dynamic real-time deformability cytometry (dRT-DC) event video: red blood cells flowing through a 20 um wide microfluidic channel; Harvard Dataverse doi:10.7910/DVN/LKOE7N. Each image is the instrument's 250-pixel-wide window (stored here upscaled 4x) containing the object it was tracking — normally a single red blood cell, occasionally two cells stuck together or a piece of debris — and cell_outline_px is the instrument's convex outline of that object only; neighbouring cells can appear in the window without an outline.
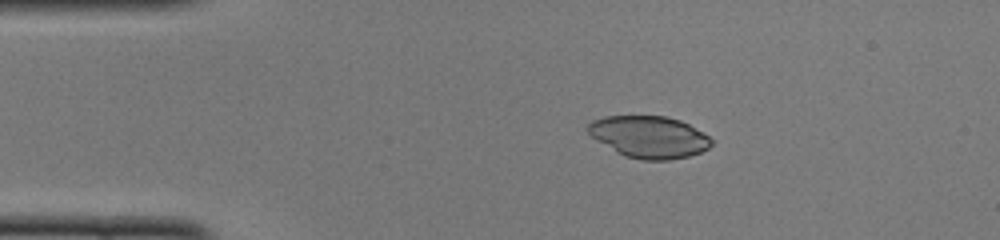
{"species": "common noctule bat (a hibernating species)", "species_latin": "Nyctalus noctula", "temperature_condition": "cold", "stored_images_in_passage": 48, "camera_frame_rate_fps": 3000, "um_per_image_px": 0.085, "animal": {"sex": "female", "body_mass_g": 22.0, "forearm_length_mm": 56.7}, "frame": {"image": 1, "passage_image": 8, "time_ms": 2.333, "image_size_px": [1000, 240], "cell_outline_px": [[712, 144], [708, 148], [700, 152], [688, 156], [668, 160], [640, 160], [624, 156], [616, 152], [596, 140], [588, 132], [588, 124], [592, 120], [604, 116], [664, 116], [680, 120], [688, 124], [708, 136], [712, 140]], "centroid_in_image_um": [55.15, 11.64], "position_along_channel_um": 29.9, "area_um2": 30.06}}